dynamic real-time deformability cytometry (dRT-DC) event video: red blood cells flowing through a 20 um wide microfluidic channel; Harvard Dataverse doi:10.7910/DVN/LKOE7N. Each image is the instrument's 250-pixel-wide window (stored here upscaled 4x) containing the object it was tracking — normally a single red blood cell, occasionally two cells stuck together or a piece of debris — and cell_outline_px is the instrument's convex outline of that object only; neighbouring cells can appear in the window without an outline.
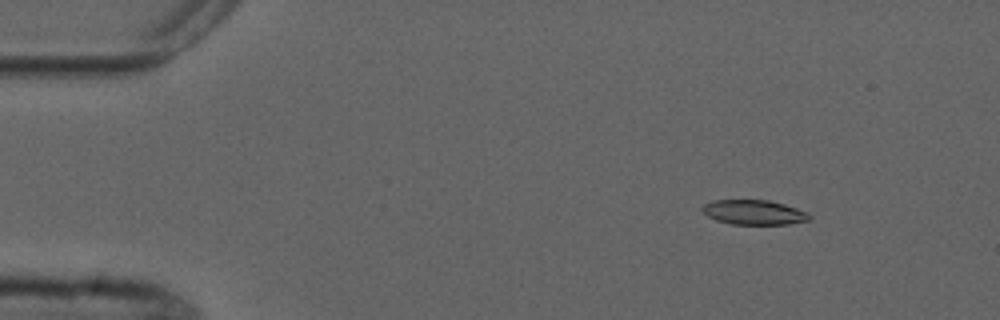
{"species": "common noctule bat (a hibernating species)", "species_latin": "Nyctalus noctula", "temperature_condition": "cold", "stored_images_in_passage": 5, "camera_frame_rate_fps": 3000, "um_per_image_px": 0.085, "animal": {"sex": "male", "forearm_length_mm": 52.5}, "frame": {"image": 1, "passage_image": 1, "time_ms": 0.0, "image_size_px": [1000, 320], "cell_outline_px": [[812, 220], [788, 224], [732, 224], [716, 220], [708, 216], [700, 208], [704, 204], [712, 200], [768, 200], [784, 204], [808, 212], [812, 216]], "centroid_in_image_um": [64.11, 18.05], "position_along_channel_um": 20.9, "area_um2": 15.49}}
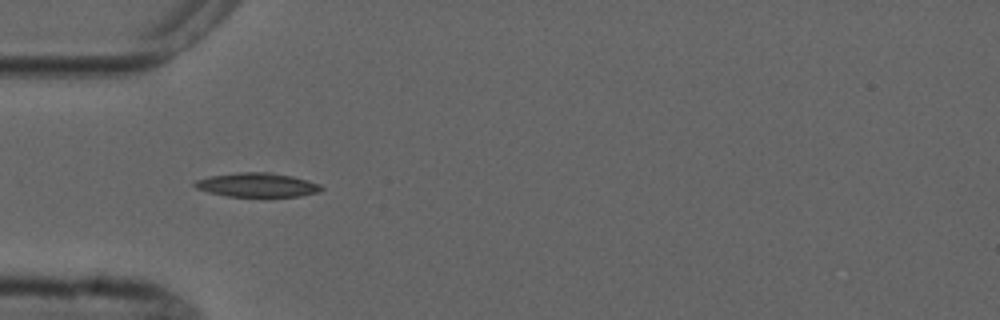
{"frame": {"image": 2, "passage_image": 4, "time_ms": 3.333, "image_size_px": [1000, 320], "cell_outline_px": [[324, 188], [320, 192], [300, 196], [224, 196], [208, 192], [196, 188], [192, 184], [196, 180], [212, 176], [236, 172], [268, 172], [292, 176], [308, 180], [320, 184]], "centroid_in_image_um": [21.87, 15.72], "position_along_channel_um": 63.1, "area_um2": 17.74}}
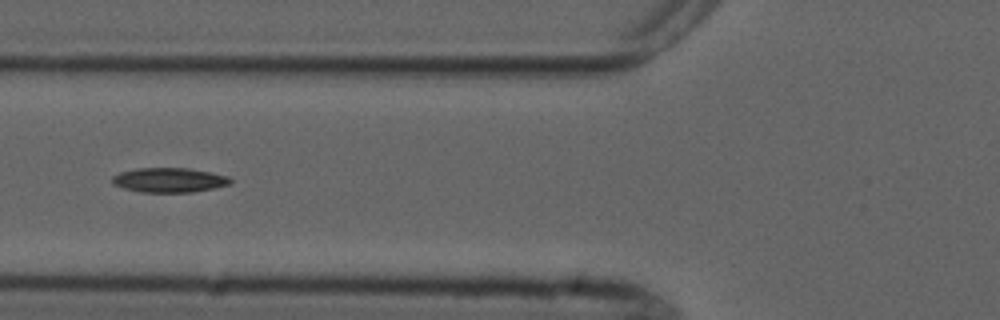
{"frame": {"image": 3, "passage_image": 5, "time_ms": 4.667, "image_size_px": [1000, 320], "cell_outline_px": [[232, 184], [192, 192], [140, 192], [124, 188], [112, 184], [112, 176], [120, 172], [136, 168], [188, 168], [228, 176], [232, 180]], "centroid_in_image_um": [14.36, 15.3], "position_along_channel_um": 111.4, "area_um2": 16.88}}